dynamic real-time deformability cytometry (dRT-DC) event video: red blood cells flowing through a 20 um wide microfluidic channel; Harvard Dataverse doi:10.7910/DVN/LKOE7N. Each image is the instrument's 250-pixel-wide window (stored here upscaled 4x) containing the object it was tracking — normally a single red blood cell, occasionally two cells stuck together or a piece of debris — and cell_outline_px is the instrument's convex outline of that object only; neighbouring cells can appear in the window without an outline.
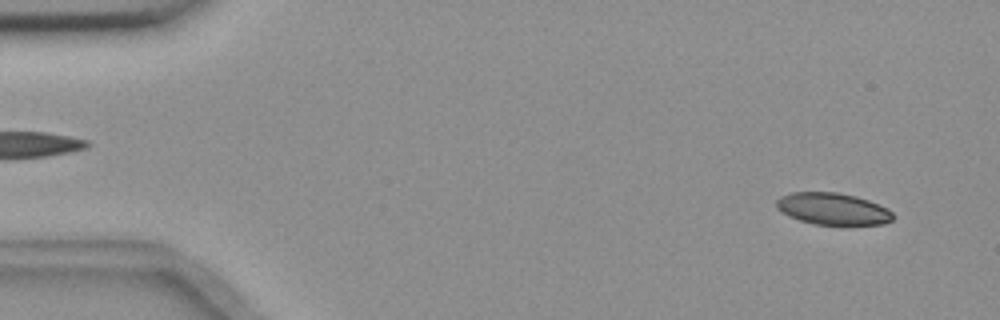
{"species": "common noctule bat (a hibernating species)", "species_latin": "Nyctalus noctula", "temperature_condition": "room temperature", "stored_images_in_passage": 55, "camera_frame_rate_fps": 3000, "um_per_image_px": 0.085, "animal": {"sex": "female", "body_mass_g": 18.4}, "frame": {"image": 1, "passage_image": 3, "time_ms": 0.667, "image_size_px": [1000, 320], "cell_outline_px": [[896, 216], [892, 220], [884, 224], [816, 224], [800, 220], [788, 216], [776, 208], [776, 200], [780, 196], [792, 192], [836, 192], [856, 196], [880, 204], [888, 208]], "centroid_in_image_um": [70.8, 17.74], "position_along_channel_um": 14.2, "area_um2": 21.68}}
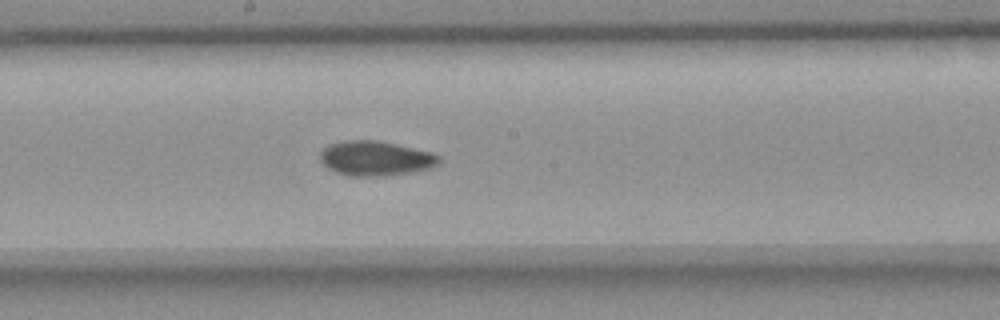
{"frame": {"image": 2, "passage_image": 29, "time_ms": 9.333, "image_size_px": [1000, 320], "cell_outline_px": [[440, 164], [432, 168], [384, 176], [348, 176], [336, 172], [328, 168], [320, 160], [320, 152], [328, 144], [344, 140], [376, 140], [396, 144], [432, 152], [440, 156]], "centroid_in_image_um": [31.92, 13.46], "position_along_channel_um": 216.3, "area_um2": 24.16}}
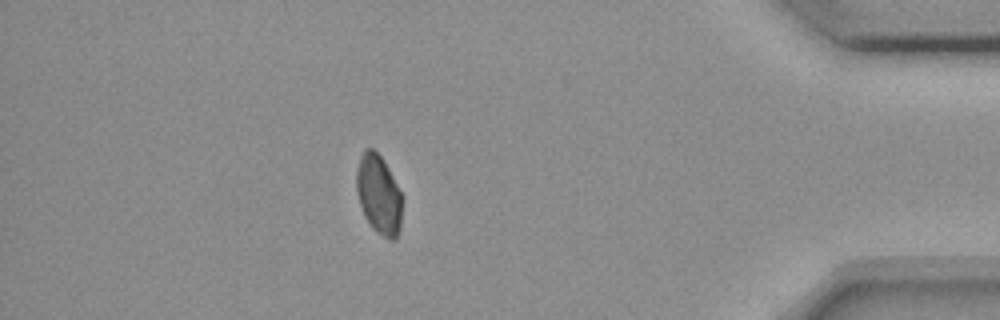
{"frame": {"image": 3, "passage_image": 48, "time_ms": 15.667, "image_size_px": [1000, 320], "cell_outline_px": [[404, 200], [400, 232], [392, 240], [388, 240], [372, 228], [364, 216], [356, 192], [356, 168], [360, 156], [364, 148], [372, 148], [380, 156], [388, 168], [404, 196]], "centroid_in_image_um": [32.22, 16.55], "position_along_channel_um": 403.0, "area_um2": 21.68}, "authors_computed_cell_mechanics": {"area_um2": 23.0044, "velocity_mm_per_s": 3.6365, "shape_relaxation_time_tau1_ms": 5.8271, "shape_relaxation_time_tau2_ms": 1.5852, "deformation_change_tau1": 0.1324, "deformation_change_tau2": 0.0565}}